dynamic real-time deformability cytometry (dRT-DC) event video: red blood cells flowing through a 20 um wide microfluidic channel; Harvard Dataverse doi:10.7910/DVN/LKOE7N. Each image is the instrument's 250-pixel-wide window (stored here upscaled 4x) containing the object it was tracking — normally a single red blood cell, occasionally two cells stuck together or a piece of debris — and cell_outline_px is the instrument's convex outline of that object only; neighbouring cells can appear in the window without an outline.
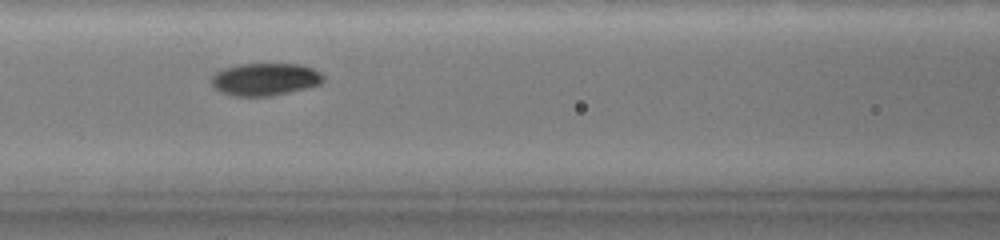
{"species": "common noctule bat (a hibernating species)", "species_latin": "Nyctalus noctula", "temperature_condition": "warm", "stored_images_in_passage": 44, "camera_frame_rate_fps": 3000, "um_per_image_px": 0.085, "animal": {"sex": "female", "body_mass_g": 19.0, "forearm_length_mm": 51.5}, "frame": {"image": 1, "passage_image": 9, "time_ms": 2.0, "image_size_px": [1000, 240], "cell_outline_px": [[324, 80], [320, 84], [264, 96], [240, 96], [216, 88], [212, 84], [212, 76], [216, 72], [224, 68], [240, 64], [300, 64], [312, 68], [320, 72], [324, 76]], "centroid_in_image_um": [22.55, 6.7], "position_along_channel_um": 144.0, "area_um2": 20.4}}
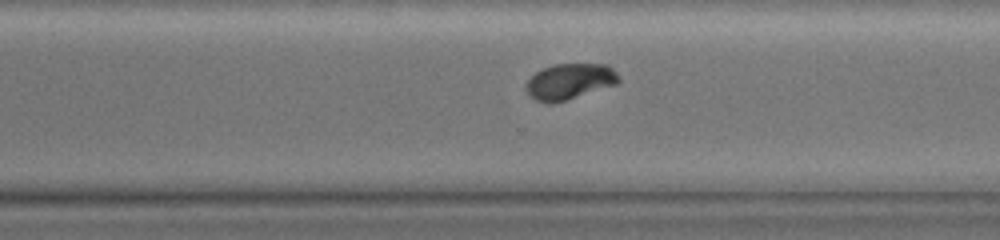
{"frame": {"image": 2, "passage_image": 28, "time_ms": 7.0, "image_size_px": [1000, 240], "cell_outline_px": [[620, 80], [616, 84], [564, 100], [536, 100], [528, 92], [528, 80], [536, 72], [544, 68], [556, 64], [608, 64], [620, 76]], "centroid_in_image_um": [48.5, 6.87], "position_along_channel_um": 322.1, "area_um2": 18.44}}
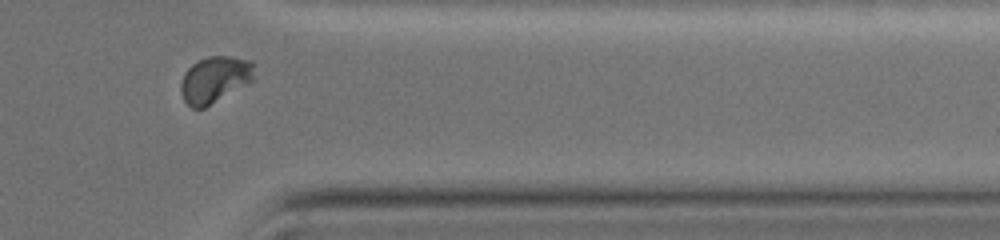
{"frame": {"image": 3, "passage_image": 37, "time_ms": 9.0, "image_size_px": [1000, 240], "cell_outline_px": [[256, 80], [204, 108], [192, 108], [184, 100], [180, 92], [180, 84], [184, 72], [196, 60], [208, 56], [232, 56], [252, 60]], "centroid_in_image_um": [18.28, 6.74], "position_along_channel_um": 393.1, "area_um2": 20.35}}